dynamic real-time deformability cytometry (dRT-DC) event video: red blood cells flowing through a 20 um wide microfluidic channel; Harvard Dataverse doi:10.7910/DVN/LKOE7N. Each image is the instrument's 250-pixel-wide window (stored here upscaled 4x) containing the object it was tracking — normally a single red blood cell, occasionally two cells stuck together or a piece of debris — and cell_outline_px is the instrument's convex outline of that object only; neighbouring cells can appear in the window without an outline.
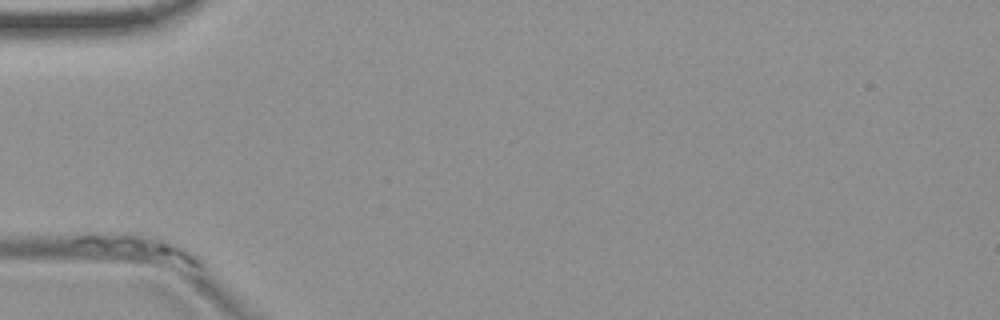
{"species": "common noctule bat (a hibernating species)", "species_latin": "Nyctalus noctula", "temperature_condition": "room temperature", "stored_images_in_passage": 3, "camera_frame_rate_fps": 3000, "um_per_image_px": 0.085, "animal": {"sex": "female", "body_mass_g": 19.9}, "frame": {"image": 1, "passage_image": 1, "time_ms": 0.0, "image_size_px": [1000, 320], "cell_outline_px": [[200, 264], [192, 264], [72, 244], [72, 240], [76, 236], [132, 236], [168, 244], [184, 252], [196, 260]], "centroid_in_image_um": [11.51, 21.02], "position_along_channel_um": 73.5, "area_um2": 12.25}}